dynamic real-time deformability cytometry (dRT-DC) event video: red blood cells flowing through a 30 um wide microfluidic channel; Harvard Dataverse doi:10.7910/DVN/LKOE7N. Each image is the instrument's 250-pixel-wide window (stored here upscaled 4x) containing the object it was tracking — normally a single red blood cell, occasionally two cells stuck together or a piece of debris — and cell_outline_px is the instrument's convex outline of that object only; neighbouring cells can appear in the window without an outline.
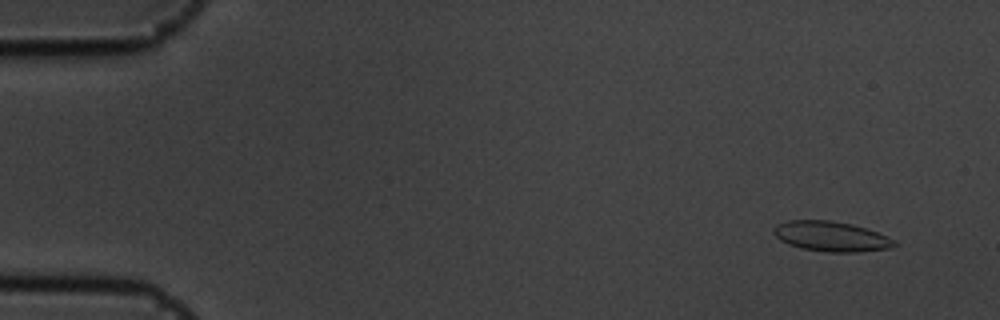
{"species": "common noctule bat (a hibernating species)", "species_latin": "Nyctalus noctula", "temperature_condition": "cold", "stored_images_in_passage": 56, "camera_frame_rate_fps": 3000, "um_per_image_px": 0.085, "animal": {"sex": "male", "body_mass_g": 19.5, "forearm_length_mm": 54.6}, "frame": {"image": 1, "passage_image": 4, "time_ms": 1.0, "image_size_px": [1000, 320], "cell_outline_px": [[900, 244], [888, 248], [860, 252], [828, 252], [800, 248], [788, 244], [780, 240], [772, 232], [772, 228], [776, 224], [788, 220], [832, 220], [852, 224], [876, 232], [896, 240]], "centroid_in_image_um": [70.62, 20.09], "position_along_channel_um": 14.4, "area_um2": 21.27}}
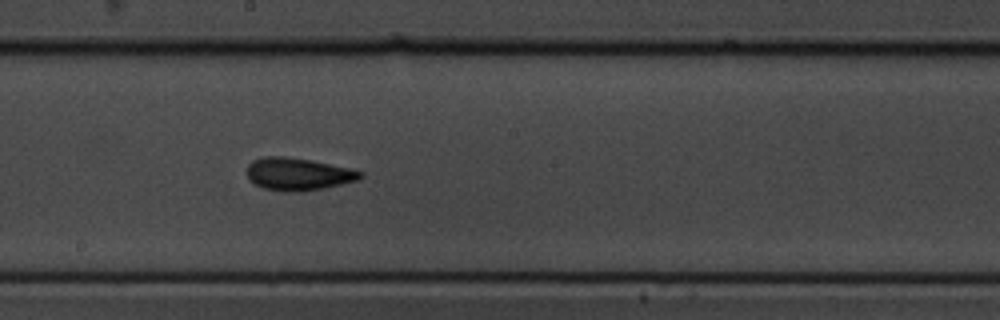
{"frame": {"image": 2, "passage_image": 31, "time_ms": 10.0, "image_size_px": [1000, 320], "cell_outline_px": [[364, 176], [360, 180], [324, 188], [300, 192], [284, 192], [264, 188], [248, 180], [248, 164], [252, 160], [264, 156], [284, 156], [308, 160], [348, 168], [364, 172]], "centroid_in_image_um": [25.34, 14.81], "position_along_channel_um": 222.9, "area_um2": 21.5}}
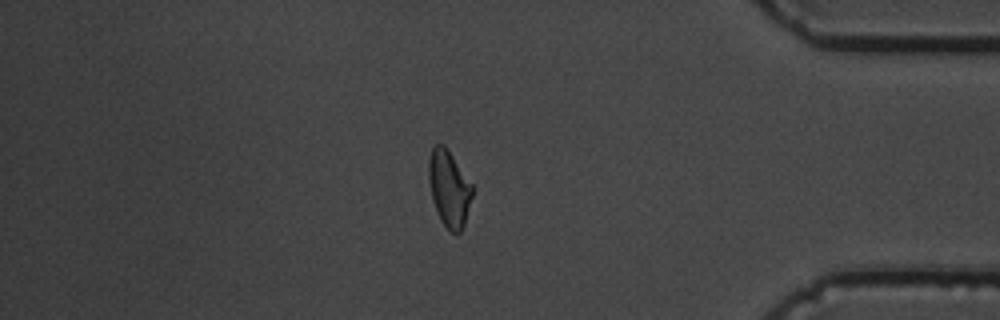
{"frame": {"image": 3, "passage_image": 48, "time_ms": 15.667, "image_size_px": [1000, 320], "cell_outline_px": [[472, 196], [464, 224], [460, 232], [456, 236], [448, 232], [440, 220], [436, 212], [432, 200], [428, 180], [428, 160], [432, 144], [444, 144], [472, 184]], "centroid_in_image_um": [38.14, 16.04], "position_along_channel_um": 397.1, "area_um2": 19.71}, "authors_computed_cell_mechanics": {"area_um2": 20.1433, "velocity_mm_per_s": 3.5877, "shape_relaxation_time_tau1_ms": 10.9816, "shape_relaxation_time_tau2_ms": 2.9969, "deformation_change_tau1": 0.1758, "deformation_change_tau2": 0.0696}}